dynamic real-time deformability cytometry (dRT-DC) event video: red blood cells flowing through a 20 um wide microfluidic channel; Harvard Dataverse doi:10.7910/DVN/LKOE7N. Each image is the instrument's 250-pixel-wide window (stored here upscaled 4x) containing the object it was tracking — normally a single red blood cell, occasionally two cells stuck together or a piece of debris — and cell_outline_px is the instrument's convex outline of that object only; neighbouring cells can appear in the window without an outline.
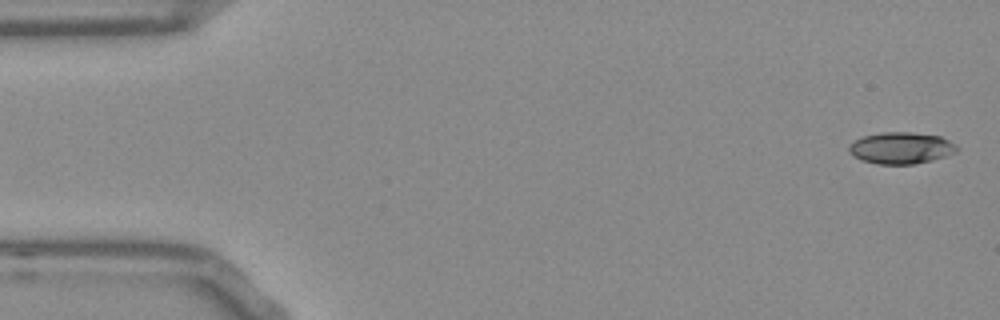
{"species": "Egyptian fruit bat (a non-hibernating species)", "species_latin": "Rousettus aegyptiacus", "temperature_condition": "room temperature", "stored_images_in_passage": 53, "camera_frame_rate_fps": 3000, "um_per_image_px": 0.085, "frame": {"image": 1, "passage_image": 1, "time_ms": 0.0, "image_size_px": [1000, 320], "cell_outline_px": [[956, 152], [932, 160], [916, 164], [876, 164], [860, 160], [848, 148], [848, 144], [864, 136], [880, 132], [908, 132], [940, 136], [948, 140], [956, 148]], "centroid_in_image_um": [76.55, 12.58], "position_along_channel_um": 8.4, "area_um2": 19.59}}
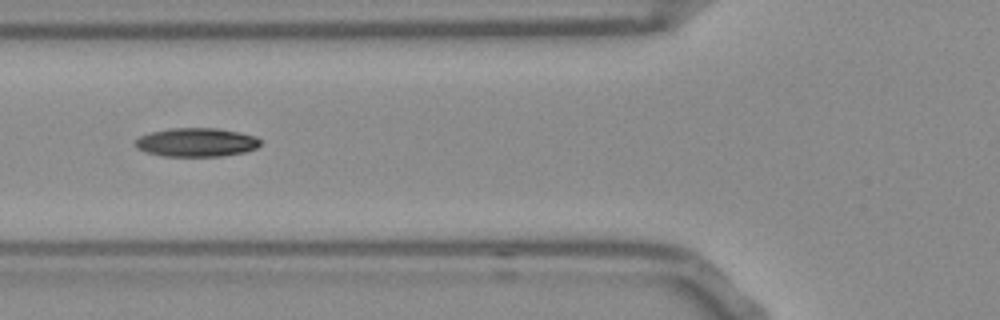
{"frame": {"image": 2, "passage_image": 19, "time_ms": 6.0, "image_size_px": [1000, 320], "cell_outline_px": [[260, 144], [256, 148], [244, 152], [224, 156], [164, 156], [144, 152], [136, 148], [136, 140], [140, 136], [152, 132], [172, 128], [216, 128], [256, 136], [260, 140]], "centroid_in_image_um": [16.69, 12.1], "position_along_channel_um": 109.1, "area_um2": 20.81}}
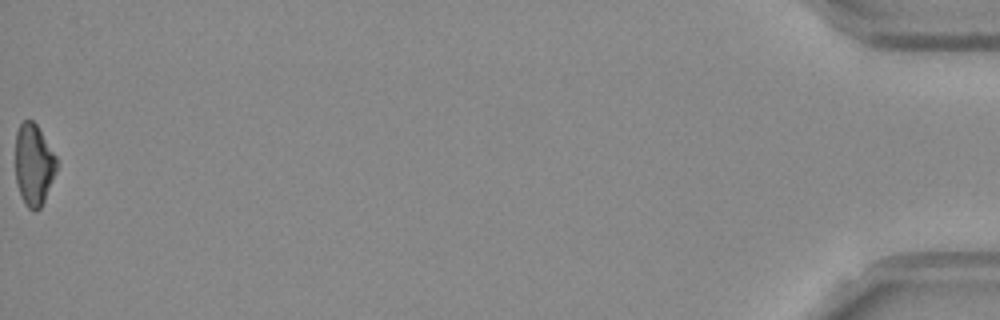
{"frame": {"image": 3, "passage_image": 53, "time_ms": 17.333, "image_size_px": [1000, 320], "cell_outline_px": [[56, 172], [44, 200], [40, 208], [36, 212], [28, 208], [20, 196], [16, 180], [16, 132], [20, 124], [24, 120], [32, 120], [36, 124], [56, 156]], "centroid_in_image_um": [2.86, 14.01], "position_along_channel_um": 432.3, "area_um2": 19.42}, "authors_computed_cell_mechanics": {"area_um2": 20.23, "velocity_mm_per_s": 3.7966, "shape_relaxation_time_tau1_ms": 6.7791, "shape_relaxation_time_tau2_ms": null, "deformation_change_tau1": 0.2019, "deformation_change_tau2": null}}